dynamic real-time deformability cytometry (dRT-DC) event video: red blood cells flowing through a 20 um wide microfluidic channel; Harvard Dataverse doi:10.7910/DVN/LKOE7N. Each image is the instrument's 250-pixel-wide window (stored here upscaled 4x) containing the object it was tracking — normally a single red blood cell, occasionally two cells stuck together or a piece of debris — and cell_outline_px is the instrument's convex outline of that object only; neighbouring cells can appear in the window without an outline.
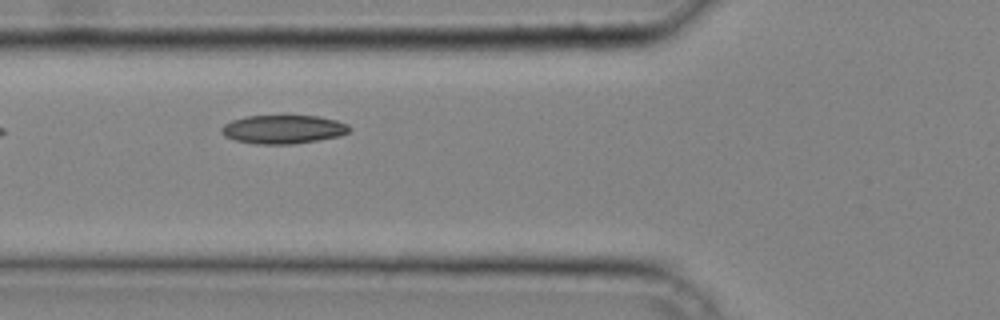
{"species": "common noctule bat (a hibernating species)", "species_latin": "Nyctalus noctula", "temperature_condition": "cold", "stored_images_in_passage": 19, "camera_frame_rate_fps": 3000, "um_per_image_px": 0.085, "animal": {"sex": "male", "body_mass_g": 20.4}, "frame": {"image": 1, "passage_image": 4, "time_ms": 1.0, "image_size_px": [1000, 320], "cell_outline_px": [[352, 128], [348, 132], [340, 136], [292, 144], [256, 144], [236, 140], [224, 136], [220, 132], [220, 128], [224, 124], [232, 120], [248, 116], [320, 116], [336, 120], [348, 124]], "centroid_in_image_um": [24.07, 10.99], "position_along_channel_um": 101.7, "area_um2": 21.33}}
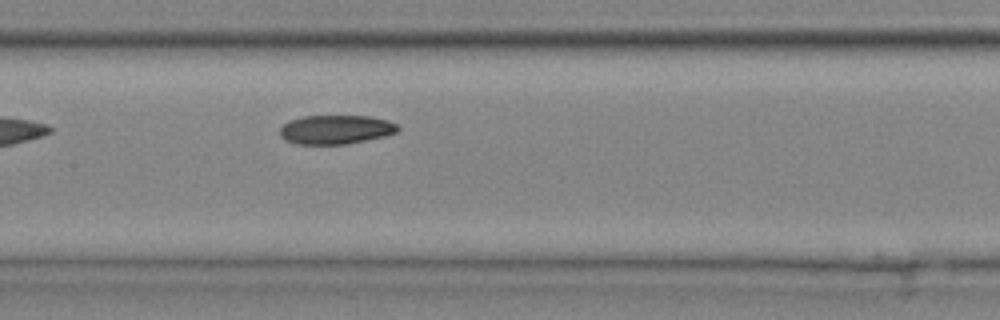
{"frame": {"image": 2, "passage_image": 9, "time_ms": 2.667, "image_size_px": [1000, 320], "cell_outline_px": [[400, 128], [396, 132], [384, 136], [348, 144], [296, 144], [284, 140], [280, 136], [280, 128], [288, 120], [304, 116], [368, 116], [388, 120], [396, 124]], "centroid_in_image_um": [28.51, 11.01], "position_along_channel_um": 178.9, "area_um2": 20.0}}